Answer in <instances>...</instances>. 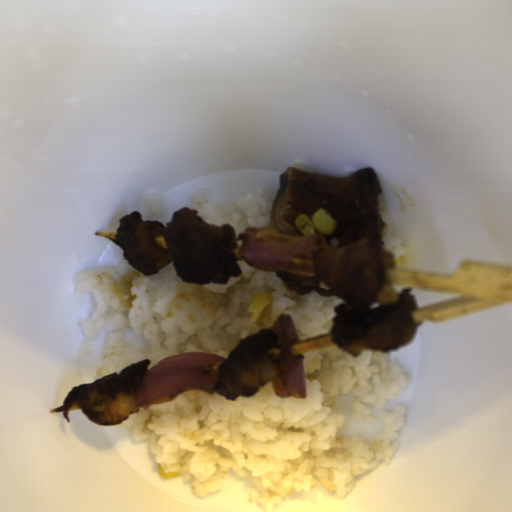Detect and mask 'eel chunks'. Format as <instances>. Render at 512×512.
I'll use <instances>...</instances> for the list:
<instances>
[{
  "mask_svg": "<svg viewBox=\"0 0 512 512\" xmlns=\"http://www.w3.org/2000/svg\"><path fill=\"white\" fill-rule=\"evenodd\" d=\"M383 260L385 270L393 269V267H395V260L392 255L383 252Z\"/></svg>",
  "mask_w": 512,
  "mask_h": 512,
  "instance_id": "eel-chunks-4",
  "label": "eel chunks"
},
{
  "mask_svg": "<svg viewBox=\"0 0 512 512\" xmlns=\"http://www.w3.org/2000/svg\"><path fill=\"white\" fill-rule=\"evenodd\" d=\"M400 295L393 288L389 278L386 276V281L381 287V289L377 292V294L373 297L372 303H377L382 306H390L394 304H398Z\"/></svg>",
  "mask_w": 512,
  "mask_h": 512,
  "instance_id": "eel-chunks-3",
  "label": "eel chunks"
},
{
  "mask_svg": "<svg viewBox=\"0 0 512 512\" xmlns=\"http://www.w3.org/2000/svg\"><path fill=\"white\" fill-rule=\"evenodd\" d=\"M279 181L271 209L272 229L288 236H304L296 225L298 216L311 220L323 209L336 223L330 235H321L328 246L352 245L361 238L381 241L389 232L380 205L382 187L373 168L333 178L289 166Z\"/></svg>",
  "mask_w": 512,
  "mask_h": 512,
  "instance_id": "eel-chunks-1",
  "label": "eel chunks"
},
{
  "mask_svg": "<svg viewBox=\"0 0 512 512\" xmlns=\"http://www.w3.org/2000/svg\"><path fill=\"white\" fill-rule=\"evenodd\" d=\"M277 277L288 287L293 289L297 294H308L316 292L325 297H336L339 294L327 289L318 270L314 276H305L302 274H290L275 270Z\"/></svg>",
  "mask_w": 512,
  "mask_h": 512,
  "instance_id": "eel-chunks-2",
  "label": "eel chunks"
}]
</instances>
